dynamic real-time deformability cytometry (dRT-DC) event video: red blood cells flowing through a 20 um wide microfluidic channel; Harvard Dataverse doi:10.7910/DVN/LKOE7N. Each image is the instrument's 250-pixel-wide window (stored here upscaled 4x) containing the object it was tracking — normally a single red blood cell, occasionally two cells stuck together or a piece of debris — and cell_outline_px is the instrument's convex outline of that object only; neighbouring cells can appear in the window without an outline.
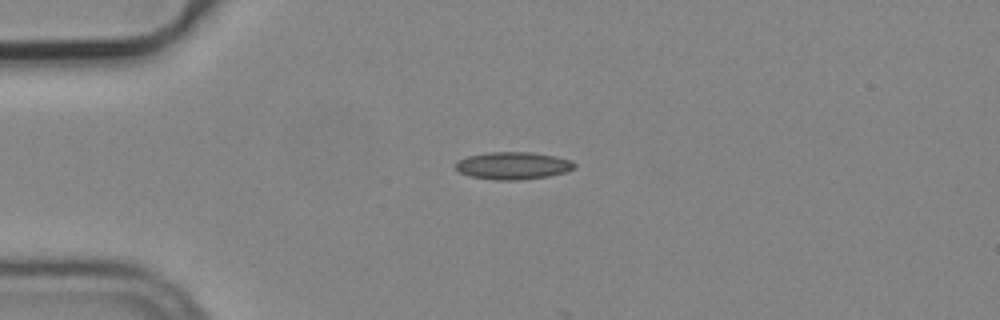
{"species": "common noctule bat (a hibernating species)", "species_latin": "Nyctalus noctula", "temperature_condition": "cold", "stored_images_in_passage": 5, "camera_frame_rate_fps": 3000, "um_per_image_px": 0.085, "animal": {"sex": "male", "body_mass_g": 19.2, "forearm_length_mm": 51.8}, "frame": {"image": 1, "passage_image": 1, "time_ms": 0.0, "image_size_px": [1000, 320], "cell_outline_px": [[576, 164], [568, 172], [548, 176], [520, 180], [496, 180], [468, 176], [460, 172], [456, 168], [456, 164], [460, 160], [468, 156], [488, 152], [532, 152], [556, 156], [572, 160]], "centroid_in_image_um": [43.64, 14.08], "position_along_channel_um": 41.4, "area_um2": 19.02}}
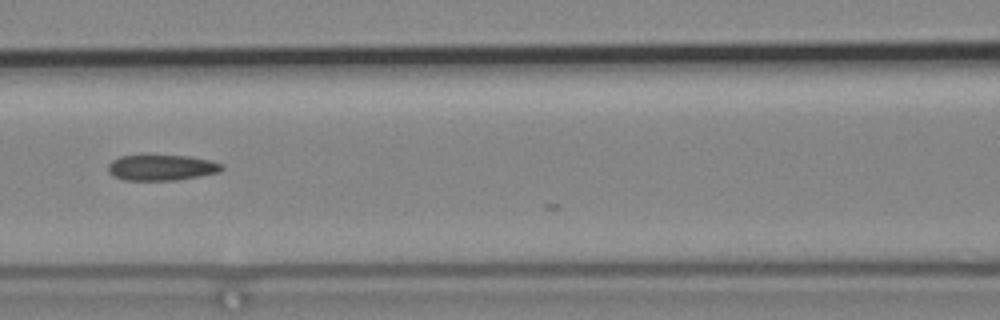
{"frame": {"image": 2, "passage_image": 4, "time_ms": 1.0, "image_size_px": [1000, 320], "cell_outline_px": [[224, 168], [220, 172], [176, 180], [124, 180], [112, 176], [108, 172], [108, 164], [112, 160], [120, 156], [192, 156], [212, 160], [224, 164]], "centroid_in_image_um": [13.76, 14.25], "position_along_channel_um": 152.8, "area_um2": 17.11}}
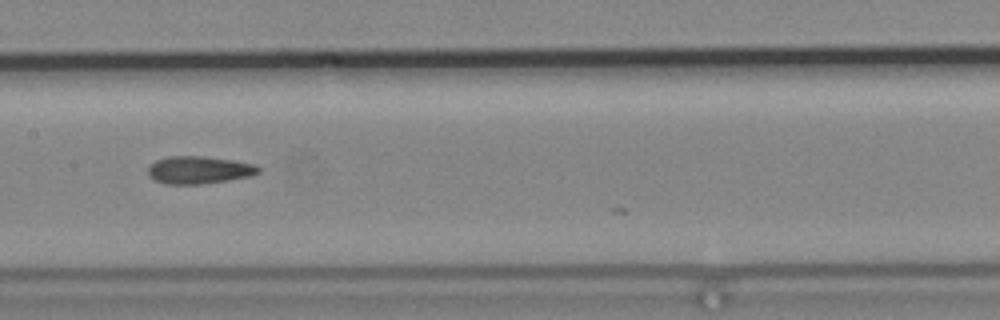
{"frame": {"image": 3, "passage_image": 5, "time_ms": 1.333, "image_size_px": [1000, 320], "cell_outline_px": [[260, 172], [252, 176], [228, 180], [200, 184], [164, 184], [148, 176], [148, 164], [156, 160], [168, 156], [204, 156], [232, 160], [256, 164], [260, 168]], "centroid_in_image_um": [16.9, 14.44], "position_along_channel_um": 190.5, "area_um2": 17.92}}